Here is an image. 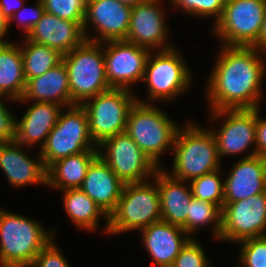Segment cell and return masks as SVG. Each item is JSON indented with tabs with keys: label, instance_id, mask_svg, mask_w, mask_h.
I'll list each match as a JSON object with an SVG mask.
<instances>
[{
	"label": "cell",
	"instance_id": "cell-31",
	"mask_svg": "<svg viewBox=\"0 0 266 267\" xmlns=\"http://www.w3.org/2000/svg\"><path fill=\"white\" fill-rule=\"evenodd\" d=\"M171 7L195 18L213 19L212 27L220 20L226 0H168Z\"/></svg>",
	"mask_w": 266,
	"mask_h": 267
},
{
	"label": "cell",
	"instance_id": "cell-12",
	"mask_svg": "<svg viewBox=\"0 0 266 267\" xmlns=\"http://www.w3.org/2000/svg\"><path fill=\"white\" fill-rule=\"evenodd\" d=\"M97 149L98 156L124 184L147 181L159 169L126 132L105 139Z\"/></svg>",
	"mask_w": 266,
	"mask_h": 267
},
{
	"label": "cell",
	"instance_id": "cell-14",
	"mask_svg": "<svg viewBox=\"0 0 266 267\" xmlns=\"http://www.w3.org/2000/svg\"><path fill=\"white\" fill-rule=\"evenodd\" d=\"M105 75L111 88L132 91L142 82L150 50L125 40L103 42Z\"/></svg>",
	"mask_w": 266,
	"mask_h": 267
},
{
	"label": "cell",
	"instance_id": "cell-30",
	"mask_svg": "<svg viewBox=\"0 0 266 267\" xmlns=\"http://www.w3.org/2000/svg\"><path fill=\"white\" fill-rule=\"evenodd\" d=\"M222 171V168H220L190 181L192 196L196 199L216 204L222 210L224 204Z\"/></svg>",
	"mask_w": 266,
	"mask_h": 267
},
{
	"label": "cell",
	"instance_id": "cell-19",
	"mask_svg": "<svg viewBox=\"0 0 266 267\" xmlns=\"http://www.w3.org/2000/svg\"><path fill=\"white\" fill-rule=\"evenodd\" d=\"M152 267H171L182 247L191 238L181 227L159 220L139 231Z\"/></svg>",
	"mask_w": 266,
	"mask_h": 267
},
{
	"label": "cell",
	"instance_id": "cell-39",
	"mask_svg": "<svg viewBox=\"0 0 266 267\" xmlns=\"http://www.w3.org/2000/svg\"><path fill=\"white\" fill-rule=\"evenodd\" d=\"M24 5L25 0H0V9L8 21Z\"/></svg>",
	"mask_w": 266,
	"mask_h": 267
},
{
	"label": "cell",
	"instance_id": "cell-26",
	"mask_svg": "<svg viewBox=\"0 0 266 267\" xmlns=\"http://www.w3.org/2000/svg\"><path fill=\"white\" fill-rule=\"evenodd\" d=\"M62 192L63 208L70 221L80 230L95 232L100 219L106 221L103 232L109 228V217L80 188L66 189ZM95 230V231H94Z\"/></svg>",
	"mask_w": 266,
	"mask_h": 267
},
{
	"label": "cell",
	"instance_id": "cell-33",
	"mask_svg": "<svg viewBox=\"0 0 266 267\" xmlns=\"http://www.w3.org/2000/svg\"><path fill=\"white\" fill-rule=\"evenodd\" d=\"M238 244V267H266V236L249 238Z\"/></svg>",
	"mask_w": 266,
	"mask_h": 267
},
{
	"label": "cell",
	"instance_id": "cell-38",
	"mask_svg": "<svg viewBox=\"0 0 266 267\" xmlns=\"http://www.w3.org/2000/svg\"><path fill=\"white\" fill-rule=\"evenodd\" d=\"M261 109H256V154L266 159V118L261 116Z\"/></svg>",
	"mask_w": 266,
	"mask_h": 267
},
{
	"label": "cell",
	"instance_id": "cell-21",
	"mask_svg": "<svg viewBox=\"0 0 266 267\" xmlns=\"http://www.w3.org/2000/svg\"><path fill=\"white\" fill-rule=\"evenodd\" d=\"M26 39L53 48L63 55L86 41L83 23L60 19L47 12L35 24Z\"/></svg>",
	"mask_w": 266,
	"mask_h": 267
},
{
	"label": "cell",
	"instance_id": "cell-37",
	"mask_svg": "<svg viewBox=\"0 0 266 267\" xmlns=\"http://www.w3.org/2000/svg\"><path fill=\"white\" fill-rule=\"evenodd\" d=\"M8 101L16 103L13 99L0 96V144L15 141L16 138L17 116L8 108Z\"/></svg>",
	"mask_w": 266,
	"mask_h": 267
},
{
	"label": "cell",
	"instance_id": "cell-20",
	"mask_svg": "<svg viewBox=\"0 0 266 267\" xmlns=\"http://www.w3.org/2000/svg\"><path fill=\"white\" fill-rule=\"evenodd\" d=\"M17 103L30 104L23 116L17 118L15 140L28 148L37 146L39 151L44 146L47 136L55 127L59 114L63 108L61 105L51 102H34L19 99ZM41 144V145H40Z\"/></svg>",
	"mask_w": 266,
	"mask_h": 267
},
{
	"label": "cell",
	"instance_id": "cell-35",
	"mask_svg": "<svg viewBox=\"0 0 266 267\" xmlns=\"http://www.w3.org/2000/svg\"><path fill=\"white\" fill-rule=\"evenodd\" d=\"M25 6L26 5L9 19V29L10 26H12V22H16L18 27L21 28L22 33H25V36L23 35L22 37L26 38L35 24L42 18L45 13V7L41 0H36L34 6L32 5L29 9Z\"/></svg>",
	"mask_w": 266,
	"mask_h": 267
},
{
	"label": "cell",
	"instance_id": "cell-42",
	"mask_svg": "<svg viewBox=\"0 0 266 267\" xmlns=\"http://www.w3.org/2000/svg\"><path fill=\"white\" fill-rule=\"evenodd\" d=\"M118 1H120L121 3H123L125 5H128L130 7H133V6H135V5L139 4V3H142V2H144L146 0H118Z\"/></svg>",
	"mask_w": 266,
	"mask_h": 267
},
{
	"label": "cell",
	"instance_id": "cell-2",
	"mask_svg": "<svg viewBox=\"0 0 266 267\" xmlns=\"http://www.w3.org/2000/svg\"><path fill=\"white\" fill-rule=\"evenodd\" d=\"M26 215L0 208V267H31L37 254L56 236Z\"/></svg>",
	"mask_w": 266,
	"mask_h": 267
},
{
	"label": "cell",
	"instance_id": "cell-32",
	"mask_svg": "<svg viewBox=\"0 0 266 267\" xmlns=\"http://www.w3.org/2000/svg\"><path fill=\"white\" fill-rule=\"evenodd\" d=\"M45 12L60 19L84 23L87 0H41Z\"/></svg>",
	"mask_w": 266,
	"mask_h": 267
},
{
	"label": "cell",
	"instance_id": "cell-36",
	"mask_svg": "<svg viewBox=\"0 0 266 267\" xmlns=\"http://www.w3.org/2000/svg\"><path fill=\"white\" fill-rule=\"evenodd\" d=\"M60 250L56 238L52 239L37 254L31 267H72Z\"/></svg>",
	"mask_w": 266,
	"mask_h": 267
},
{
	"label": "cell",
	"instance_id": "cell-10",
	"mask_svg": "<svg viewBox=\"0 0 266 267\" xmlns=\"http://www.w3.org/2000/svg\"><path fill=\"white\" fill-rule=\"evenodd\" d=\"M266 0H226L220 20L211 34L224 46L251 47L258 39Z\"/></svg>",
	"mask_w": 266,
	"mask_h": 267
},
{
	"label": "cell",
	"instance_id": "cell-3",
	"mask_svg": "<svg viewBox=\"0 0 266 267\" xmlns=\"http://www.w3.org/2000/svg\"><path fill=\"white\" fill-rule=\"evenodd\" d=\"M192 121L187 119L185 126L178 128L172 149V171H167L174 178L186 182L223 167L210 127Z\"/></svg>",
	"mask_w": 266,
	"mask_h": 267
},
{
	"label": "cell",
	"instance_id": "cell-8",
	"mask_svg": "<svg viewBox=\"0 0 266 267\" xmlns=\"http://www.w3.org/2000/svg\"><path fill=\"white\" fill-rule=\"evenodd\" d=\"M65 109L67 110H61L55 127L39 151L46 169L59 159L88 150H98L89 133L84 107L76 104Z\"/></svg>",
	"mask_w": 266,
	"mask_h": 267
},
{
	"label": "cell",
	"instance_id": "cell-9",
	"mask_svg": "<svg viewBox=\"0 0 266 267\" xmlns=\"http://www.w3.org/2000/svg\"><path fill=\"white\" fill-rule=\"evenodd\" d=\"M136 94L123 88H111L81 104L88 117L89 133L98 146L105 139L125 132L128 113Z\"/></svg>",
	"mask_w": 266,
	"mask_h": 267
},
{
	"label": "cell",
	"instance_id": "cell-27",
	"mask_svg": "<svg viewBox=\"0 0 266 267\" xmlns=\"http://www.w3.org/2000/svg\"><path fill=\"white\" fill-rule=\"evenodd\" d=\"M26 86L20 45H0V96L21 99Z\"/></svg>",
	"mask_w": 266,
	"mask_h": 267
},
{
	"label": "cell",
	"instance_id": "cell-7",
	"mask_svg": "<svg viewBox=\"0 0 266 267\" xmlns=\"http://www.w3.org/2000/svg\"><path fill=\"white\" fill-rule=\"evenodd\" d=\"M71 99L81 105L87 99L111 89L105 75L103 43L85 41L63 55Z\"/></svg>",
	"mask_w": 266,
	"mask_h": 267
},
{
	"label": "cell",
	"instance_id": "cell-1",
	"mask_svg": "<svg viewBox=\"0 0 266 267\" xmlns=\"http://www.w3.org/2000/svg\"><path fill=\"white\" fill-rule=\"evenodd\" d=\"M217 52L204 89L209 111L261 108L266 51L220 45Z\"/></svg>",
	"mask_w": 266,
	"mask_h": 267
},
{
	"label": "cell",
	"instance_id": "cell-25",
	"mask_svg": "<svg viewBox=\"0 0 266 267\" xmlns=\"http://www.w3.org/2000/svg\"><path fill=\"white\" fill-rule=\"evenodd\" d=\"M97 157L98 150H88L55 161L46 169V185L59 191L80 188Z\"/></svg>",
	"mask_w": 266,
	"mask_h": 267
},
{
	"label": "cell",
	"instance_id": "cell-4",
	"mask_svg": "<svg viewBox=\"0 0 266 267\" xmlns=\"http://www.w3.org/2000/svg\"><path fill=\"white\" fill-rule=\"evenodd\" d=\"M176 47L151 51L146 62L143 83L146 84L145 100L136 96L137 102L156 104L174 101L191 86L192 70L184 60V55ZM142 99V100H141Z\"/></svg>",
	"mask_w": 266,
	"mask_h": 267
},
{
	"label": "cell",
	"instance_id": "cell-18",
	"mask_svg": "<svg viewBox=\"0 0 266 267\" xmlns=\"http://www.w3.org/2000/svg\"><path fill=\"white\" fill-rule=\"evenodd\" d=\"M229 170L224 180V204L266 191V159L261 156L242 158Z\"/></svg>",
	"mask_w": 266,
	"mask_h": 267
},
{
	"label": "cell",
	"instance_id": "cell-11",
	"mask_svg": "<svg viewBox=\"0 0 266 267\" xmlns=\"http://www.w3.org/2000/svg\"><path fill=\"white\" fill-rule=\"evenodd\" d=\"M208 115L211 124L213 121L218 123L221 119L224 122L219 125L221 127H216L217 129L210 128L221 162L225 156H236L244 152L248 154L242 158L257 155L256 109L216 110L208 111Z\"/></svg>",
	"mask_w": 266,
	"mask_h": 267
},
{
	"label": "cell",
	"instance_id": "cell-24",
	"mask_svg": "<svg viewBox=\"0 0 266 267\" xmlns=\"http://www.w3.org/2000/svg\"><path fill=\"white\" fill-rule=\"evenodd\" d=\"M21 99L56 103L63 108L76 105L71 99L68 72L63 61L45 74L26 80Z\"/></svg>",
	"mask_w": 266,
	"mask_h": 267
},
{
	"label": "cell",
	"instance_id": "cell-41",
	"mask_svg": "<svg viewBox=\"0 0 266 267\" xmlns=\"http://www.w3.org/2000/svg\"><path fill=\"white\" fill-rule=\"evenodd\" d=\"M251 47L266 51V11L258 39Z\"/></svg>",
	"mask_w": 266,
	"mask_h": 267
},
{
	"label": "cell",
	"instance_id": "cell-15",
	"mask_svg": "<svg viewBox=\"0 0 266 267\" xmlns=\"http://www.w3.org/2000/svg\"><path fill=\"white\" fill-rule=\"evenodd\" d=\"M168 0H146L132 7L127 42L150 51H161L175 47L169 41V26L163 2ZM165 11V12H164ZM173 45V46H172Z\"/></svg>",
	"mask_w": 266,
	"mask_h": 267
},
{
	"label": "cell",
	"instance_id": "cell-16",
	"mask_svg": "<svg viewBox=\"0 0 266 267\" xmlns=\"http://www.w3.org/2000/svg\"><path fill=\"white\" fill-rule=\"evenodd\" d=\"M131 9L118 0H87L83 23L86 40L98 43L126 40Z\"/></svg>",
	"mask_w": 266,
	"mask_h": 267
},
{
	"label": "cell",
	"instance_id": "cell-17",
	"mask_svg": "<svg viewBox=\"0 0 266 267\" xmlns=\"http://www.w3.org/2000/svg\"><path fill=\"white\" fill-rule=\"evenodd\" d=\"M30 150L32 152V148L20 145L16 140L0 144V169L13 188L33 184L46 186V168L39 150L36 159L28 154Z\"/></svg>",
	"mask_w": 266,
	"mask_h": 267
},
{
	"label": "cell",
	"instance_id": "cell-34",
	"mask_svg": "<svg viewBox=\"0 0 266 267\" xmlns=\"http://www.w3.org/2000/svg\"><path fill=\"white\" fill-rule=\"evenodd\" d=\"M199 242L196 237L190 238L171 267H210V260Z\"/></svg>",
	"mask_w": 266,
	"mask_h": 267
},
{
	"label": "cell",
	"instance_id": "cell-28",
	"mask_svg": "<svg viewBox=\"0 0 266 267\" xmlns=\"http://www.w3.org/2000/svg\"><path fill=\"white\" fill-rule=\"evenodd\" d=\"M20 44L26 80L45 74L62 62L63 54L46 45L27 40ZM23 45V46H22Z\"/></svg>",
	"mask_w": 266,
	"mask_h": 267
},
{
	"label": "cell",
	"instance_id": "cell-13",
	"mask_svg": "<svg viewBox=\"0 0 266 267\" xmlns=\"http://www.w3.org/2000/svg\"><path fill=\"white\" fill-rule=\"evenodd\" d=\"M266 236V191L247 199L223 204L221 242L239 243Z\"/></svg>",
	"mask_w": 266,
	"mask_h": 267
},
{
	"label": "cell",
	"instance_id": "cell-5",
	"mask_svg": "<svg viewBox=\"0 0 266 267\" xmlns=\"http://www.w3.org/2000/svg\"><path fill=\"white\" fill-rule=\"evenodd\" d=\"M159 220L161 205L155 173L147 181L124 184L117 207L109 216L107 235L139 232Z\"/></svg>",
	"mask_w": 266,
	"mask_h": 267
},
{
	"label": "cell",
	"instance_id": "cell-6",
	"mask_svg": "<svg viewBox=\"0 0 266 267\" xmlns=\"http://www.w3.org/2000/svg\"><path fill=\"white\" fill-rule=\"evenodd\" d=\"M156 106V107H155ZM156 104L135 102L127 117L125 132L138 144L140 149L159 167L162 154H172L178 131L177 122ZM161 158V159H160Z\"/></svg>",
	"mask_w": 266,
	"mask_h": 267
},
{
	"label": "cell",
	"instance_id": "cell-40",
	"mask_svg": "<svg viewBox=\"0 0 266 267\" xmlns=\"http://www.w3.org/2000/svg\"><path fill=\"white\" fill-rule=\"evenodd\" d=\"M9 21L3 16L0 9V45L8 44Z\"/></svg>",
	"mask_w": 266,
	"mask_h": 267
},
{
	"label": "cell",
	"instance_id": "cell-29",
	"mask_svg": "<svg viewBox=\"0 0 266 267\" xmlns=\"http://www.w3.org/2000/svg\"><path fill=\"white\" fill-rule=\"evenodd\" d=\"M222 210L213 203L192 198L189 213L185 222V232L194 238L196 231L210 226L212 238L219 240L221 233ZM194 234V235H193Z\"/></svg>",
	"mask_w": 266,
	"mask_h": 267
},
{
	"label": "cell",
	"instance_id": "cell-22",
	"mask_svg": "<svg viewBox=\"0 0 266 267\" xmlns=\"http://www.w3.org/2000/svg\"><path fill=\"white\" fill-rule=\"evenodd\" d=\"M162 220L185 230V222L193 198L189 182L176 179L165 168L156 172Z\"/></svg>",
	"mask_w": 266,
	"mask_h": 267
},
{
	"label": "cell",
	"instance_id": "cell-23",
	"mask_svg": "<svg viewBox=\"0 0 266 267\" xmlns=\"http://www.w3.org/2000/svg\"><path fill=\"white\" fill-rule=\"evenodd\" d=\"M124 183L98 156L89 166L80 189L109 217L116 209Z\"/></svg>",
	"mask_w": 266,
	"mask_h": 267
}]
</instances>
